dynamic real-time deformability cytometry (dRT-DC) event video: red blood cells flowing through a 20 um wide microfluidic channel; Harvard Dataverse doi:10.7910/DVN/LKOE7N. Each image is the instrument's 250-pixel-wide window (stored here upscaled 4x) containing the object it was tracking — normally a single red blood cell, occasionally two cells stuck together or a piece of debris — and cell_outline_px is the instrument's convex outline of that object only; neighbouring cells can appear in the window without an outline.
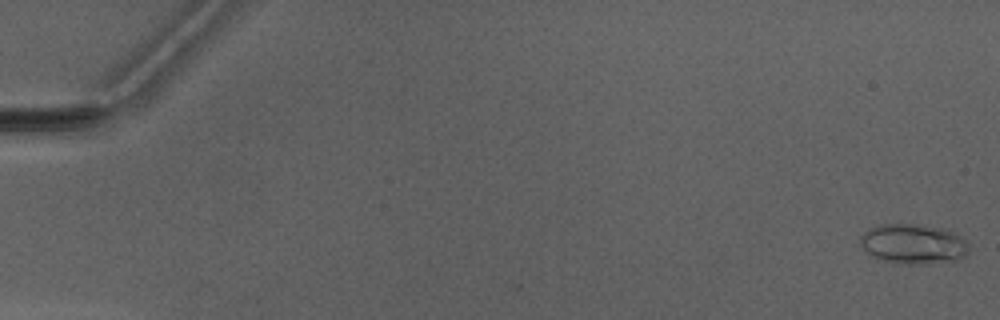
{"species": "Egyptian fruit bat (a non-hibernating species)", "species_latin": "Rousettus aegyptiacus", "temperature_condition": "warm", "stored_images_in_passage": 5, "camera_frame_rate_fps": 3000, "um_per_image_px": 0.085, "animal": {"sex": "male"}, "frame": {"image": 1, "passage_image": 1, "time_ms": 0.0, "image_size_px": [1000, 320], "cell_outline_px": [[968, 252], [964, 256], [956, 260], [924, 264], [896, 264], [872, 256], [860, 244], [860, 236], [868, 228], [880, 224], [916, 224], [940, 228], [952, 232], [960, 236], [968, 244]], "centroid_in_image_um": [77.6, 20.74], "position_along_channel_um": 7.4, "area_um2": 25.2}}